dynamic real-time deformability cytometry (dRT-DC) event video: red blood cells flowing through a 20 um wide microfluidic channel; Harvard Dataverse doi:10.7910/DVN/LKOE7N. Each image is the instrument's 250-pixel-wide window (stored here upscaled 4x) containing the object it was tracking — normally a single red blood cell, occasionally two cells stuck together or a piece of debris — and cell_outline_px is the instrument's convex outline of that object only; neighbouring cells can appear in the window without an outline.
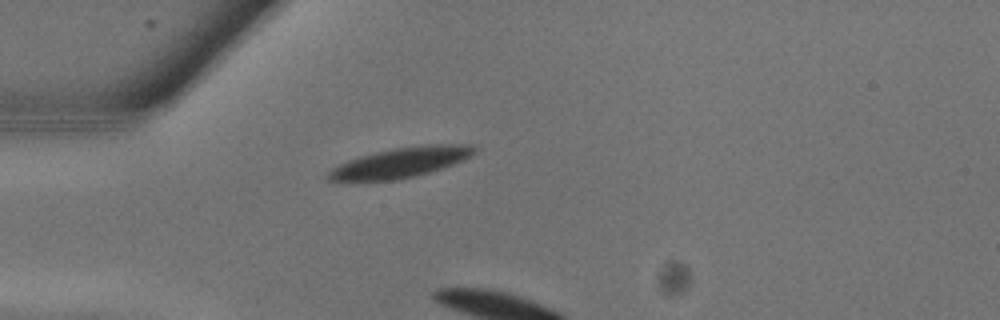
{"species": "common noctule bat (a hibernating species)", "species_latin": "Nyctalus noctula", "temperature_condition": "warm", "stored_images_in_passage": 9, "camera_frame_rate_fps": 3000, "um_per_image_px": 0.085, "animal": {"sex": "male", "body_mass_g": 13.3}, "frame": {"image": 1, "passage_image": 1, "time_ms": 0.0, "image_size_px": [1000, 320], "cell_outline_px": [[476, 152], [452, 164], [428, 172], [412, 176], [392, 180], [328, 180], [324, 176], [332, 168], [348, 160], [360, 156], [392, 148], [428, 144], [472, 144], [476, 148]], "centroid_in_image_um": [34.03, 13.79], "position_along_channel_um": 51.0, "area_um2": 25.03}}
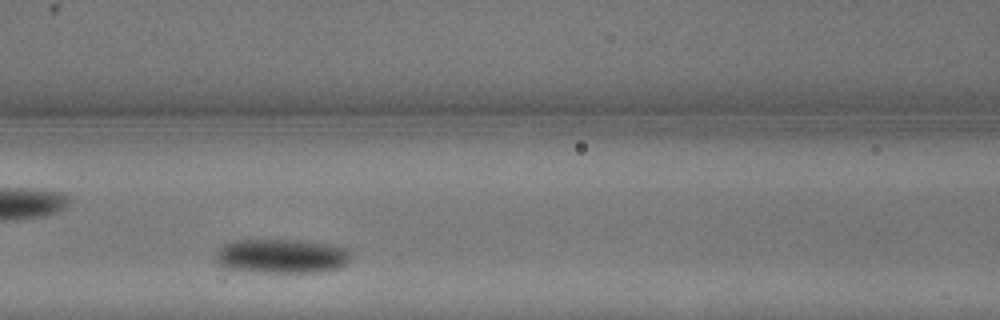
{"frame": {"image": 2, "passage_image": 6, "time_ms": 1.667, "image_size_px": [1000, 320], "cell_outline_px": [[352, 248], [348, 260], [340, 268], [320, 272], [256, 272], [224, 268], [216, 260], [216, 252], [224, 244], [232, 240], [308, 240], [332, 244]], "centroid_in_image_um": [23.98, 21.75], "position_along_channel_um": 142.6, "area_um2": 27.46}}
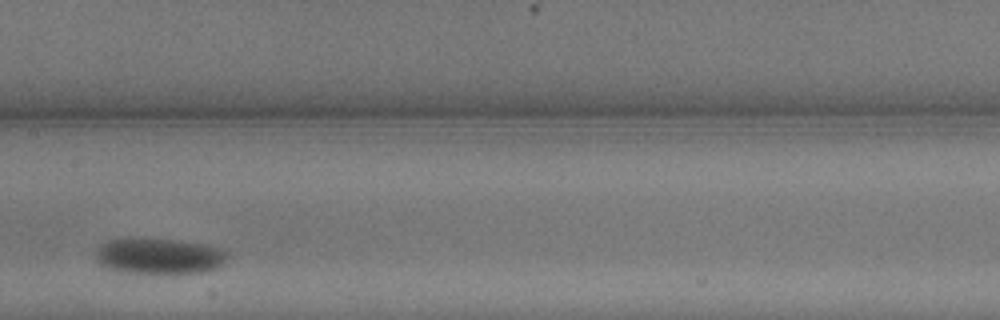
{"frame": {"image": 3, "passage_image": 8, "time_ms": 2.333, "image_size_px": [1000, 320], "cell_outline_px": [[232, 256], [224, 264], [216, 268], [204, 272], [120, 272], [108, 268], [100, 264], [96, 260], [96, 248], [108, 240], [120, 236], [180, 240], [204, 244], [220, 248], [228, 252]], "centroid_in_image_um": [13.53, 21.72], "position_along_channel_um": 193.9, "area_um2": 28.09}}